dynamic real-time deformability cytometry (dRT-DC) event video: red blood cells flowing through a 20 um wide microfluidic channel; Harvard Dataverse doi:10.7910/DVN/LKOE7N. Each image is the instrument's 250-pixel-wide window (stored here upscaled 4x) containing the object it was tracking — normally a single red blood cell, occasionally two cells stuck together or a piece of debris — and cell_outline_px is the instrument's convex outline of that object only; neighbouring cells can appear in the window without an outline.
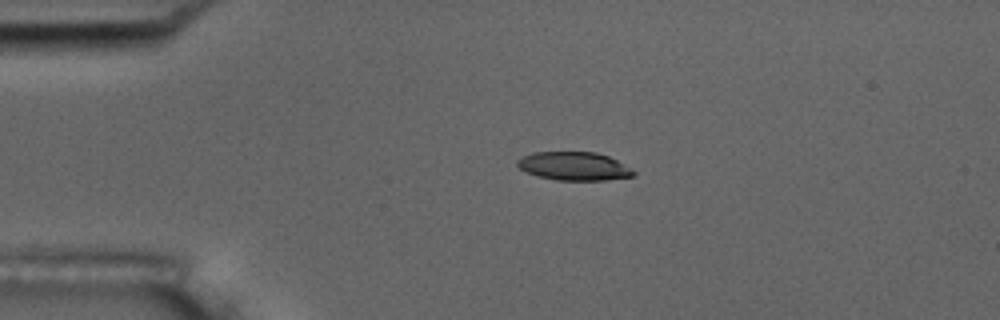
{"species": "common noctule bat (a hibernating species)", "species_latin": "Nyctalus noctula", "temperature_condition": "room temperature", "stored_images_in_passage": 2, "camera_frame_rate_fps": 3000, "um_per_image_px": 0.085, "animal": {"sex": "male", "body_mass_g": 17.5, "forearm_length_mm": 52.3}, "frame": {"image": 1, "passage_image": 1, "time_ms": 0.0, "image_size_px": [1000, 320], "cell_outline_px": [[636, 172], [632, 176], [604, 180], [556, 180], [540, 176], [528, 172], [520, 168], [516, 164], [516, 160], [532, 152], [596, 152], [608, 156], [632, 168]], "centroid_in_image_um": [48.8, 14.11], "position_along_channel_um": 36.2, "area_um2": 19.07}}